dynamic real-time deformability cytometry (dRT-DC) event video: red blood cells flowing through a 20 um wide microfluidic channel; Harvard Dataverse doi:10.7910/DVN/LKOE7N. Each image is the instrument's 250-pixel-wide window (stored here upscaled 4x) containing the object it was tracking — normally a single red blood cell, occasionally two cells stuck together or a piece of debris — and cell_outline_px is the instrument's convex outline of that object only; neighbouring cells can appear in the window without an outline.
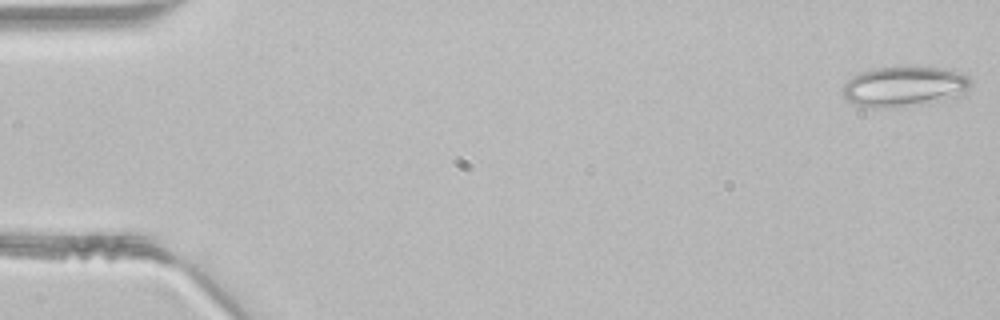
{"species": "common noctule bat (a hibernating species)", "species_latin": "Nyctalus noctula", "temperature_condition": "room temperature", "stored_images_in_passage": 46, "camera_frame_rate_fps": 3000, "um_per_image_px": 0.085, "animal": {"sex": "male", "body_mass_g": 21.5, "forearm_length_mm": 52.0}, "frame": {"image": 1, "passage_image": 1, "time_ms": 0.0, "image_size_px": [1000, 320], "cell_outline_px": [[972, 84], [968, 92], [956, 96], [888, 108], [864, 108], [848, 100], [844, 96], [844, 84], [852, 76], [860, 72], [876, 68], [936, 68], [956, 72], [968, 76], [972, 80]], "centroid_in_image_um": [76.83, 7.36], "position_along_channel_um": 8.2, "area_um2": 29.13}}
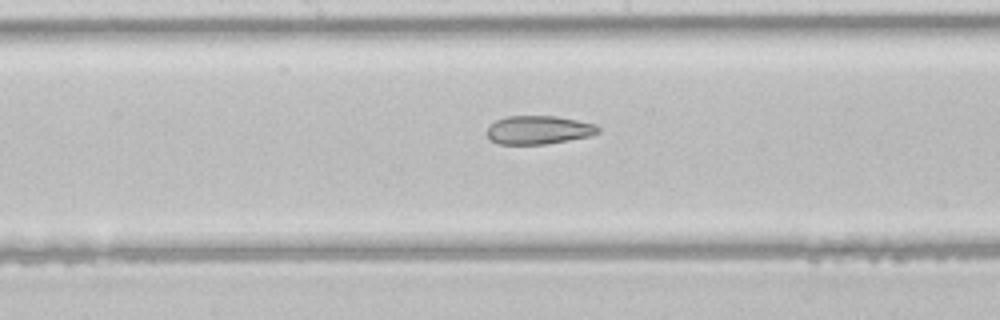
{"frame": {"image": 2, "passage_image": 24, "time_ms": 7.667, "image_size_px": [1000, 320], "cell_outline_px": [[600, 132], [592, 136], [544, 144], [496, 144], [484, 132], [496, 120], [508, 116], [556, 116], [596, 124], [600, 128]], "centroid_in_image_um": [45.79, 11.05], "position_along_channel_um": 202.4, "area_um2": 18.5}}
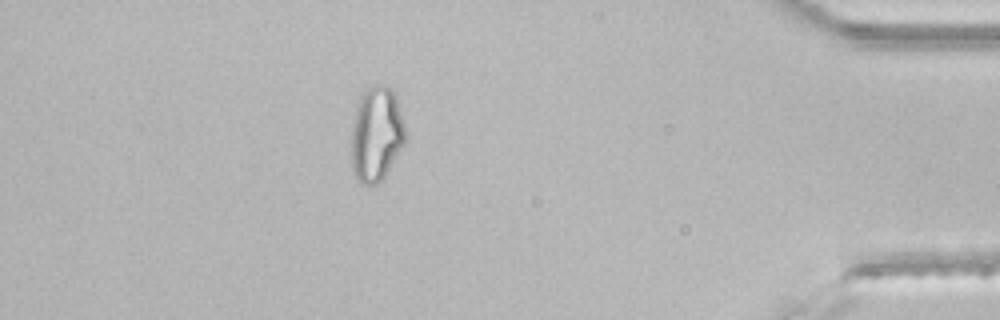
{"frame": {"image": 3, "passage_image": 41, "time_ms": 13.333, "image_size_px": [1000, 320], "cell_outline_px": [[404, 144], [384, 176], [376, 184], [368, 188], [360, 184], [352, 168], [352, 124], [356, 108], [364, 92], [368, 88], [376, 84], [384, 84], [392, 88], [396, 92], [404, 124]], "centroid_in_image_um": [31.99, 11.4], "position_along_channel_um": 403.2, "area_um2": 29.82}}